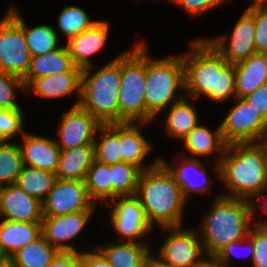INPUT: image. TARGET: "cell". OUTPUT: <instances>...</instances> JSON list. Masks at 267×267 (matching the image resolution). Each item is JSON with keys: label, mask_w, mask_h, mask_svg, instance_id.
<instances>
[{"label": "cell", "mask_w": 267, "mask_h": 267, "mask_svg": "<svg viewBox=\"0 0 267 267\" xmlns=\"http://www.w3.org/2000/svg\"><path fill=\"white\" fill-rule=\"evenodd\" d=\"M190 50L181 53L184 64V94L188 98L204 95L213 102H224L235 95V65L226 62L223 56L205 39L189 42Z\"/></svg>", "instance_id": "cell-1"}, {"label": "cell", "mask_w": 267, "mask_h": 267, "mask_svg": "<svg viewBox=\"0 0 267 267\" xmlns=\"http://www.w3.org/2000/svg\"><path fill=\"white\" fill-rule=\"evenodd\" d=\"M135 196L139 199L148 223L159 228L183 226L187 200L173 174L159 161L141 171Z\"/></svg>", "instance_id": "cell-2"}, {"label": "cell", "mask_w": 267, "mask_h": 267, "mask_svg": "<svg viewBox=\"0 0 267 267\" xmlns=\"http://www.w3.org/2000/svg\"><path fill=\"white\" fill-rule=\"evenodd\" d=\"M222 196L251 200L267 186L263 140L227 145L220 161Z\"/></svg>", "instance_id": "cell-3"}, {"label": "cell", "mask_w": 267, "mask_h": 267, "mask_svg": "<svg viewBox=\"0 0 267 267\" xmlns=\"http://www.w3.org/2000/svg\"><path fill=\"white\" fill-rule=\"evenodd\" d=\"M209 213L203 214L198 233L207 258L224 246L245 239L252 227L250 200L216 195Z\"/></svg>", "instance_id": "cell-4"}, {"label": "cell", "mask_w": 267, "mask_h": 267, "mask_svg": "<svg viewBox=\"0 0 267 267\" xmlns=\"http://www.w3.org/2000/svg\"><path fill=\"white\" fill-rule=\"evenodd\" d=\"M145 123L152 122L157 115L181 100L184 92V64L181 55L151 58L145 43ZM178 94H177V93ZM178 96H177V95Z\"/></svg>", "instance_id": "cell-5"}, {"label": "cell", "mask_w": 267, "mask_h": 267, "mask_svg": "<svg viewBox=\"0 0 267 267\" xmlns=\"http://www.w3.org/2000/svg\"><path fill=\"white\" fill-rule=\"evenodd\" d=\"M92 71L93 65L82 69L80 106L102 124L119 123L120 54Z\"/></svg>", "instance_id": "cell-6"}, {"label": "cell", "mask_w": 267, "mask_h": 267, "mask_svg": "<svg viewBox=\"0 0 267 267\" xmlns=\"http://www.w3.org/2000/svg\"><path fill=\"white\" fill-rule=\"evenodd\" d=\"M145 41L120 54L119 123H145Z\"/></svg>", "instance_id": "cell-7"}, {"label": "cell", "mask_w": 267, "mask_h": 267, "mask_svg": "<svg viewBox=\"0 0 267 267\" xmlns=\"http://www.w3.org/2000/svg\"><path fill=\"white\" fill-rule=\"evenodd\" d=\"M167 238L156 255L173 267H200L208 258L196 229L179 227L160 228Z\"/></svg>", "instance_id": "cell-8"}, {"label": "cell", "mask_w": 267, "mask_h": 267, "mask_svg": "<svg viewBox=\"0 0 267 267\" xmlns=\"http://www.w3.org/2000/svg\"><path fill=\"white\" fill-rule=\"evenodd\" d=\"M234 105L221 121L224 141L232 143L260 142L267 134V121L243 98H235Z\"/></svg>", "instance_id": "cell-9"}, {"label": "cell", "mask_w": 267, "mask_h": 267, "mask_svg": "<svg viewBox=\"0 0 267 267\" xmlns=\"http://www.w3.org/2000/svg\"><path fill=\"white\" fill-rule=\"evenodd\" d=\"M30 62L24 30L6 11L0 19V72L23 79Z\"/></svg>", "instance_id": "cell-10"}, {"label": "cell", "mask_w": 267, "mask_h": 267, "mask_svg": "<svg viewBox=\"0 0 267 267\" xmlns=\"http://www.w3.org/2000/svg\"><path fill=\"white\" fill-rule=\"evenodd\" d=\"M108 206L111 226L120 241L148 243L144 241V237L150 234L153 227L148 223L143 207L135 195L114 198Z\"/></svg>", "instance_id": "cell-11"}, {"label": "cell", "mask_w": 267, "mask_h": 267, "mask_svg": "<svg viewBox=\"0 0 267 267\" xmlns=\"http://www.w3.org/2000/svg\"><path fill=\"white\" fill-rule=\"evenodd\" d=\"M85 181L57 179L42 202L43 216H60L83 210H95Z\"/></svg>", "instance_id": "cell-12"}, {"label": "cell", "mask_w": 267, "mask_h": 267, "mask_svg": "<svg viewBox=\"0 0 267 267\" xmlns=\"http://www.w3.org/2000/svg\"><path fill=\"white\" fill-rule=\"evenodd\" d=\"M58 124L56 144L60 150L82 145H93L97 131L102 123L80 105L71 106L62 112Z\"/></svg>", "instance_id": "cell-13"}, {"label": "cell", "mask_w": 267, "mask_h": 267, "mask_svg": "<svg viewBox=\"0 0 267 267\" xmlns=\"http://www.w3.org/2000/svg\"><path fill=\"white\" fill-rule=\"evenodd\" d=\"M253 16L245 9L233 26L231 34L205 39L223 56L226 62L236 64L256 53Z\"/></svg>", "instance_id": "cell-14"}, {"label": "cell", "mask_w": 267, "mask_h": 267, "mask_svg": "<svg viewBox=\"0 0 267 267\" xmlns=\"http://www.w3.org/2000/svg\"><path fill=\"white\" fill-rule=\"evenodd\" d=\"M94 210H83L60 216H43L41 220L42 236L58 251L78 252L69 243L80 236L87 227Z\"/></svg>", "instance_id": "cell-15"}, {"label": "cell", "mask_w": 267, "mask_h": 267, "mask_svg": "<svg viewBox=\"0 0 267 267\" xmlns=\"http://www.w3.org/2000/svg\"><path fill=\"white\" fill-rule=\"evenodd\" d=\"M182 162L175 164L168 163L166 159L160 157V161L173 174L176 183L180 186L183 197L190 202L194 199L193 192H198L201 195L209 194L212 191L209 189L210 176L207 173V167L200 159L187 157L184 151L180 152Z\"/></svg>", "instance_id": "cell-16"}, {"label": "cell", "mask_w": 267, "mask_h": 267, "mask_svg": "<svg viewBox=\"0 0 267 267\" xmlns=\"http://www.w3.org/2000/svg\"><path fill=\"white\" fill-rule=\"evenodd\" d=\"M1 219L15 222H41L42 202L16 184L1 187Z\"/></svg>", "instance_id": "cell-17"}, {"label": "cell", "mask_w": 267, "mask_h": 267, "mask_svg": "<svg viewBox=\"0 0 267 267\" xmlns=\"http://www.w3.org/2000/svg\"><path fill=\"white\" fill-rule=\"evenodd\" d=\"M110 24L107 20H98L91 28L67 40L72 62L84 69L94 65L91 57L100 52L108 39Z\"/></svg>", "instance_id": "cell-18"}, {"label": "cell", "mask_w": 267, "mask_h": 267, "mask_svg": "<svg viewBox=\"0 0 267 267\" xmlns=\"http://www.w3.org/2000/svg\"><path fill=\"white\" fill-rule=\"evenodd\" d=\"M19 143L23 165L56 173L61 150L55 140L47 136L24 132Z\"/></svg>", "instance_id": "cell-19"}, {"label": "cell", "mask_w": 267, "mask_h": 267, "mask_svg": "<svg viewBox=\"0 0 267 267\" xmlns=\"http://www.w3.org/2000/svg\"><path fill=\"white\" fill-rule=\"evenodd\" d=\"M27 92L41 99H60L75 94L78 100L73 106H78L81 101V72H61L33 79L25 87V93Z\"/></svg>", "instance_id": "cell-20"}, {"label": "cell", "mask_w": 267, "mask_h": 267, "mask_svg": "<svg viewBox=\"0 0 267 267\" xmlns=\"http://www.w3.org/2000/svg\"><path fill=\"white\" fill-rule=\"evenodd\" d=\"M182 141L184 149H187L186 151L190 155L187 157L199 159V157L205 158V156H213V154L218 153L213 168L220 178V161L228 145L223 139L220 126L212 131L206 125L199 123Z\"/></svg>", "instance_id": "cell-21"}, {"label": "cell", "mask_w": 267, "mask_h": 267, "mask_svg": "<svg viewBox=\"0 0 267 267\" xmlns=\"http://www.w3.org/2000/svg\"><path fill=\"white\" fill-rule=\"evenodd\" d=\"M147 123H121V149L122 162L130 163L141 171L154 167L159 161L157 157L149 165L145 162L151 153L152 144L141 132V126Z\"/></svg>", "instance_id": "cell-22"}, {"label": "cell", "mask_w": 267, "mask_h": 267, "mask_svg": "<svg viewBox=\"0 0 267 267\" xmlns=\"http://www.w3.org/2000/svg\"><path fill=\"white\" fill-rule=\"evenodd\" d=\"M234 65L236 98H245L267 84V53H255Z\"/></svg>", "instance_id": "cell-23"}, {"label": "cell", "mask_w": 267, "mask_h": 267, "mask_svg": "<svg viewBox=\"0 0 267 267\" xmlns=\"http://www.w3.org/2000/svg\"><path fill=\"white\" fill-rule=\"evenodd\" d=\"M61 72H82L73 64L66 44L49 53L31 57L30 67L22 81L26 87L33 79Z\"/></svg>", "instance_id": "cell-24"}, {"label": "cell", "mask_w": 267, "mask_h": 267, "mask_svg": "<svg viewBox=\"0 0 267 267\" xmlns=\"http://www.w3.org/2000/svg\"><path fill=\"white\" fill-rule=\"evenodd\" d=\"M41 236V222L0 221V250L5 257H11Z\"/></svg>", "instance_id": "cell-25"}, {"label": "cell", "mask_w": 267, "mask_h": 267, "mask_svg": "<svg viewBox=\"0 0 267 267\" xmlns=\"http://www.w3.org/2000/svg\"><path fill=\"white\" fill-rule=\"evenodd\" d=\"M112 267H146L152 254L149 243L119 241L116 244H98L95 246Z\"/></svg>", "instance_id": "cell-26"}, {"label": "cell", "mask_w": 267, "mask_h": 267, "mask_svg": "<svg viewBox=\"0 0 267 267\" xmlns=\"http://www.w3.org/2000/svg\"><path fill=\"white\" fill-rule=\"evenodd\" d=\"M94 160V145L61 150L56 171L57 179L85 181Z\"/></svg>", "instance_id": "cell-27"}, {"label": "cell", "mask_w": 267, "mask_h": 267, "mask_svg": "<svg viewBox=\"0 0 267 267\" xmlns=\"http://www.w3.org/2000/svg\"><path fill=\"white\" fill-rule=\"evenodd\" d=\"M7 13L23 28L27 47L31 57L43 55L60 48L56 29L48 24H41L28 28L25 20L15 6H11Z\"/></svg>", "instance_id": "cell-28"}, {"label": "cell", "mask_w": 267, "mask_h": 267, "mask_svg": "<svg viewBox=\"0 0 267 267\" xmlns=\"http://www.w3.org/2000/svg\"><path fill=\"white\" fill-rule=\"evenodd\" d=\"M169 108L164 119L166 134L182 141L200 123L199 113L187 96Z\"/></svg>", "instance_id": "cell-29"}, {"label": "cell", "mask_w": 267, "mask_h": 267, "mask_svg": "<svg viewBox=\"0 0 267 267\" xmlns=\"http://www.w3.org/2000/svg\"><path fill=\"white\" fill-rule=\"evenodd\" d=\"M93 145L94 160L108 165L122 162L121 123L102 124Z\"/></svg>", "instance_id": "cell-30"}, {"label": "cell", "mask_w": 267, "mask_h": 267, "mask_svg": "<svg viewBox=\"0 0 267 267\" xmlns=\"http://www.w3.org/2000/svg\"><path fill=\"white\" fill-rule=\"evenodd\" d=\"M56 180L57 176L53 172L23 165L15 184L30 196L43 202Z\"/></svg>", "instance_id": "cell-31"}, {"label": "cell", "mask_w": 267, "mask_h": 267, "mask_svg": "<svg viewBox=\"0 0 267 267\" xmlns=\"http://www.w3.org/2000/svg\"><path fill=\"white\" fill-rule=\"evenodd\" d=\"M58 252L55 247L41 236L18 250L11 258L16 267H48Z\"/></svg>", "instance_id": "cell-32"}, {"label": "cell", "mask_w": 267, "mask_h": 267, "mask_svg": "<svg viewBox=\"0 0 267 267\" xmlns=\"http://www.w3.org/2000/svg\"><path fill=\"white\" fill-rule=\"evenodd\" d=\"M89 197L97 203L107 204L112 200L111 165L93 160L85 179Z\"/></svg>", "instance_id": "cell-33"}, {"label": "cell", "mask_w": 267, "mask_h": 267, "mask_svg": "<svg viewBox=\"0 0 267 267\" xmlns=\"http://www.w3.org/2000/svg\"><path fill=\"white\" fill-rule=\"evenodd\" d=\"M22 167L19 143L0 141V187L15 184Z\"/></svg>", "instance_id": "cell-34"}, {"label": "cell", "mask_w": 267, "mask_h": 267, "mask_svg": "<svg viewBox=\"0 0 267 267\" xmlns=\"http://www.w3.org/2000/svg\"><path fill=\"white\" fill-rule=\"evenodd\" d=\"M141 170L133 164L119 162L111 165L112 199L134 196Z\"/></svg>", "instance_id": "cell-35"}, {"label": "cell", "mask_w": 267, "mask_h": 267, "mask_svg": "<svg viewBox=\"0 0 267 267\" xmlns=\"http://www.w3.org/2000/svg\"><path fill=\"white\" fill-rule=\"evenodd\" d=\"M57 25L68 40L91 28L98 20H91L87 12L78 6H67L58 14Z\"/></svg>", "instance_id": "cell-36"}, {"label": "cell", "mask_w": 267, "mask_h": 267, "mask_svg": "<svg viewBox=\"0 0 267 267\" xmlns=\"http://www.w3.org/2000/svg\"><path fill=\"white\" fill-rule=\"evenodd\" d=\"M25 92V85L21 78L0 72V109H21L17 103V92Z\"/></svg>", "instance_id": "cell-37"}, {"label": "cell", "mask_w": 267, "mask_h": 267, "mask_svg": "<svg viewBox=\"0 0 267 267\" xmlns=\"http://www.w3.org/2000/svg\"><path fill=\"white\" fill-rule=\"evenodd\" d=\"M24 125L22 109H0V141H10L23 134Z\"/></svg>", "instance_id": "cell-38"}, {"label": "cell", "mask_w": 267, "mask_h": 267, "mask_svg": "<svg viewBox=\"0 0 267 267\" xmlns=\"http://www.w3.org/2000/svg\"><path fill=\"white\" fill-rule=\"evenodd\" d=\"M246 10L254 18L256 53H267V4H250Z\"/></svg>", "instance_id": "cell-39"}, {"label": "cell", "mask_w": 267, "mask_h": 267, "mask_svg": "<svg viewBox=\"0 0 267 267\" xmlns=\"http://www.w3.org/2000/svg\"><path fill=\"white\" fill-rule=\"evenodd\" d=\"M251 228L247 237L254 246L252 267H267V225L254 223Z\"/></svg>", "instance_id": "cell-40"}, {"label": "cell", "mask_w": 267, "mask_h": 267, "mask_svg": "<svg viewBox=\"0 0 267 267\" xmlns=\"http://www.w3.org/2000/svg\"><path fill=\"white\" fill-rule=\"evenodd\" d=\"M244 246V247H242ZM240 247L244 250V253H240ZM239 249V251L237 250ZM247 253H245L246 251ZM239 252V253H238ZM239 254V255H238ZM241 254V255H240ZM233 256L235 257H248L250 256V260L252 262L253 256H254V246L253 242L246 237L245 239L241 241L232 242L226 246H224L222 249H220L212 258L222 264L226 267H231Z\"/></svg>", "instance_id": "cell-41"}, {"label": "cell", "mask_w": 267, "mask_h": 267, "mask_svg": "<svg viewBox=\"0 0 267 267\" xmlns=\"http://www.w3.org/2000/svg\"><path fill=\"white\" fill-rule=\"evenodd\" d=\"M171 3H175L178 7L185 10L187 15L193 18L200 16L211 9L222 5L223 3H228L231 0H167Z\"/></svg>", "instance_id": "cell-42"}, {"label": "cell", "mask_w": 267, "mask_h": 267, "mask_svg": "<svg viewBox=\"0 0 267 267\" xmlns=\"http://www.w3.org/2000/svg\"><path fill=\"white\" fill-rule=\"evenodd\" d=\"M243 99L267 121V84L261 85Z\"/></svg>", "instance_id": "cell-43"}, {"label": "cell", "mask_w": 267, "mask_h": 267, "mask_svg": "<svg viewBox=\"0 0 267 267\" xmlns=\"http://www.w3.org/2000/svg\"><path fill=\"white\" fill-rule=\"evenodd\" d=\"M92 248L94 249L80 251V267H112L95 246Z\"/></svg>", "instance_id": "cell-44"}, {"label": "cell", "mask_w": 267, "mask_h": 267, "mask_svg": "<svg viewBox=\"0 0 267 267\" xmlns=\"http://www.w3.org/2000/svg\"><path fill=\"white\" fill-rule=\"evenodd\" d=\"M48 267H80V251H59Z\"/></svg>", "instance_id": "cell-45"}, {"label": "cell", "mask_w": 267, "mask_h": 267, "mask_svg": "<svg viewBox=\"0 0 267 267\" xmlns=\"http://www.w3.org/2000/svg\"><path fill=\"white\" fill-rule=\"evenodd\" d=\"M265 193H267V186L265 188H263L258 194H256L250 200L252 220H254L253 223L267 225V218H266V220H264V219L263 220H259V219L255 220V217H254L255 211H257L256 208H255V207H257L256 204H255V201H254L255 199H257V202H259V204L262 206L263 214L267 215V194L265 195Z\"/></svg>", "instance_id": "cell-46"}, {"label": "cell", "mask_w": 267, "mask_h": 267, "mask_svg": "<svg viewBox=\"0 0 267 267\" xmlns=\"http://www.w3.org/2000/svg\"><path fill=\"white\" fill-rule=\"evenodd\" d=\"M146 267H173V266L163 262L160 258L155 256L154 252H152V254L149 256L147 260Z\"/></svg>", "instance_id": "cell-47"}, {"label": "cell", "mask_w": 267, "mask_h": 267, "mask_svg": "<svg viewBox=\"0 0 267 267\" xmlns=\"http://www.w3.org/2000/svg\"><path fill=\"white\" fill-rule=\"evenodd\" d=\"M200 267H226L216 262L213 258H208Z\"/></svg>", "instance_id": "cell-48"}, {"label": "cell", "mask_w": 267, "mask_h": 267, "mask_svg": "<svg viewBox=\"0 0 267 267\" xmlns=\"http://www.w3.org/2000/svg\"><path fill=\"white\" fill-rule=\"evenodd\" d=\"M0 267H16V265L11 257H4L0 261Z\"/></svg>", "instance_id": "cell-49"}, {"label": "cell", "mask_w": 267, "mask_h": 267, "mask_svg": "<svg viewBox=\"0 0 267 267\" xmlns=\"http://www.w3.org/2000/svg\"><path fill=\"white\" fill-rule=\"evenodd\" d=\"M263 150L266 164V173H267V140L263 139Z\"/></svg>", "instance_id": "cell-50"}, {"label": "cell", "mask_w": 267, "mask_h": 267, "mask_svg": "<svg viewBox=\"0 0 267 267\" xmlns=\"http://www.w3.org/2000/svg\"><path fill=\"white\" fill-rule=\"evenodd\" d=\"M250 4H267V0H252Z\"/></svg>", "instance_id": "cell-51"}, {"label": "cell", "mask_w": 267, "mask_h": 267, "mask_svg": "<svg viewBox=\"0 0 267 267\" xmlns=\"http://www.w3.org/2000/svg\"><path fill=\"white\" fill-rule=\"evenodd\" d=\"M5 256H4V254L1 252V250H0V261L4 258Z\"/></svg>", "instance_id": "cell-52"}, {"label": "cell", "mask_w": 267, "mask_h": 267, "mask_svg": "<svg viewBox=\"0 0 267 267\" xmlns=\"http://www.w3.org/2000/svg\"><path fill=\"white\" fill-rule=\"evenodd\" d=\"M0 199H1V187H0ZM0 219H1V205H0Z\"/></svg>", "instance_id": "cell-53"}]
</instances>
